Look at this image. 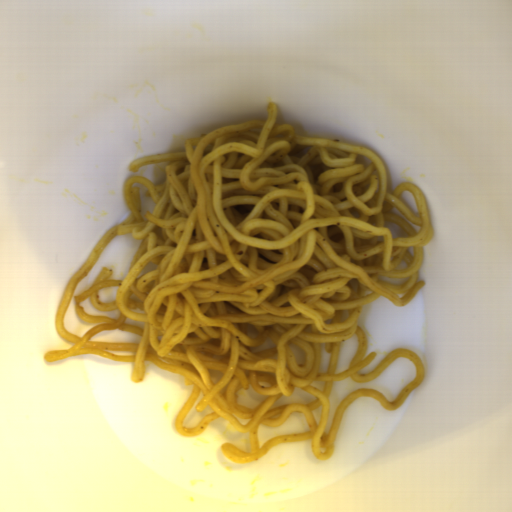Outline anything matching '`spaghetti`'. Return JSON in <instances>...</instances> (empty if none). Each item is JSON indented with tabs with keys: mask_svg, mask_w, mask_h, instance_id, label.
<instances>
[{
	"mask_svg": "<svg viewBox=\"0 0 512 512\" xmlns=\"http://www.w3.org/2000/svg\"><path fill=\"white\" fill-rule=\"evenodd\" d=\"M264 120L187 138L184 150L128 164L166 163L154 184L124 180L128 217L106 230L68 281L54 329L74 347L45 354L146 362L192 386L175 416L179 436L217 418L249 433V464L278 444L311 440L332 457L346 408L375 398L403 404L425 380V364L397 347L376 359L358 322L383 297L404 307L419 282L435 229L412 182L389 190L369 147L297 135Z\"/></svg>",
	"mask_w": 512,
	"mask_h": 512,
	"instance_id": "spaghetti-1",
	"label": "spaghetti"
}]
</instances>
